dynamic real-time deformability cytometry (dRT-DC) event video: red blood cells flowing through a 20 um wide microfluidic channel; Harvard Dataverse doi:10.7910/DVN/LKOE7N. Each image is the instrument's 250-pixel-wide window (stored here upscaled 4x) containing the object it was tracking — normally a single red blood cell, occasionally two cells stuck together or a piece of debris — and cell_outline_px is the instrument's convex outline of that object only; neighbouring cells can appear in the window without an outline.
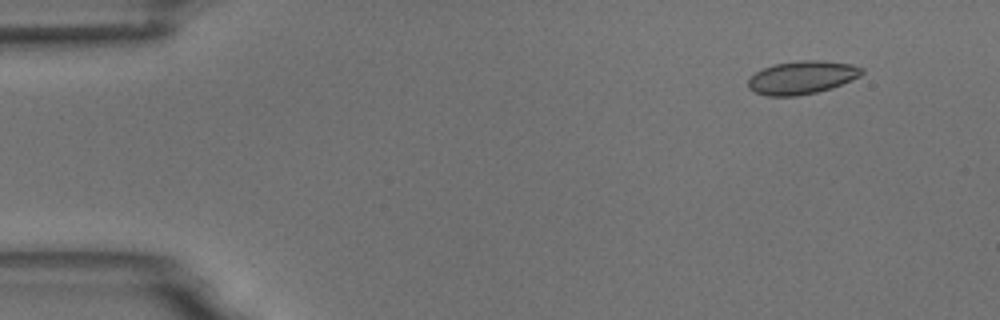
{"species": "common noctule bat (a hibernating species)", "species_latin": "Nyctalus noctula", "temperature_condition": "room temperature", "stored_images_in_passage": 4, "camera_frame_rate_fps": 3000, "um_per_image_px": 0.085, "animal": {"sex": "male", "body_mass_g": 18.8}, "frame": {"image": 1, "passage_image": 2, "time_ms": 1.0, "image_size_px": [1000, 320], "cell_outline_px": [[864, 72], [860, 76], [852, 80], [832, 88], [816, 92], [796, 96], [768, 96], [756, 92], [748, 88], [748, 80], [756, 72], [764, 68], [776, 64], [800, 60], [820, 60], [852, 64], [864, 68]], "centroid_in_image_um": [68.2, 6.58], "position_along_channel_um": 16.8, "area_um2": 21.91}}
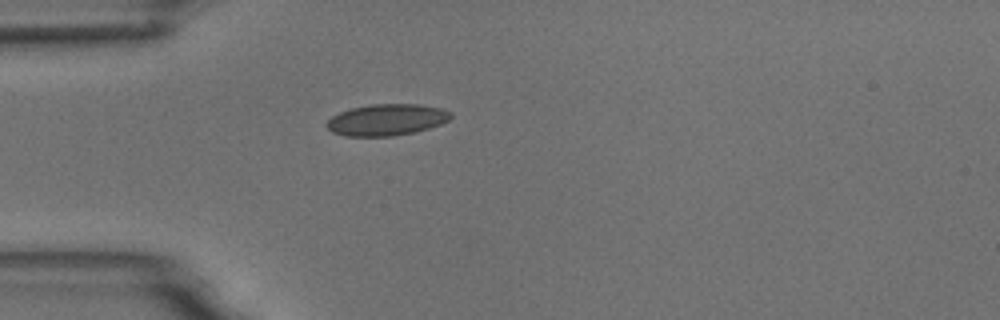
{"frame": {"image": 2, "passage_image": 4, "time_ms": 4.333, "image_size_px": [1000, 320], "cell_outline_px": [[452, 116], [448, 120], [440, 124], [416, 132], [392, 136], [344, 136], [332, 132], [324, 124], [332, 116], [340, 112], [352, 108], [372, 104], [420, 104], [440, 108], [452, 112]], "centroid_in_image_um": [32.86, 10.18], "position_along_channel_um": 52.1, "area_um2": 22.77}}